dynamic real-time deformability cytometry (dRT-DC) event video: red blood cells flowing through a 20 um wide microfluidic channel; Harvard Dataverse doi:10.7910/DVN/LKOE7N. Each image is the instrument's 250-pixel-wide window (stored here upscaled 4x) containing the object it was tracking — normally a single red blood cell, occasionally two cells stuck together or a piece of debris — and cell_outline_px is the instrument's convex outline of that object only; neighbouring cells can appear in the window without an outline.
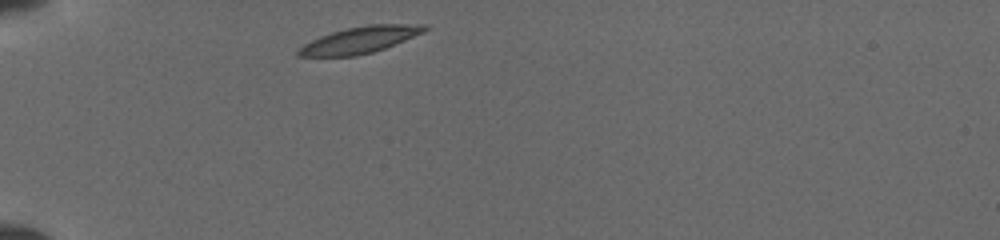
{"species": "common noctule bat (a hibernating species)", "species_latin": "Nyctalus noctula", "temperature_condition": "cold", "stored_images_in_passage": 66, "camera_frame_rate_fps": 3000, "um_per_image_px": 0.085, "animal": {"sex": "female", "body_mass_g": 19.5, "forearm_length_mm": 54.1}, "frame": {"image": 1, "passage_image": 1, "time_ms": 0.0, "image_size_px": [1000, 240], "cell_outline_px": [[428, 28], [424, 32], [384, 48], [372, 52], [356, 56], [296, 56], [296, 52], [304, 44], [320, 36], [332, 32], [348, 28], [368, 24], [428, 24]], "centroid_in_image_um": [30.6, 3.38], "position_along_channel_um": 54.4, "area_um2": 19.31}}
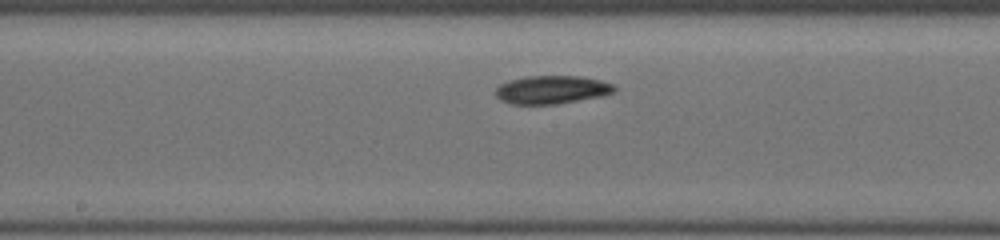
{"frame": {"image": 2, "passage_image": 23, "time_ms": 4.333, "image_size_px": [1000, 240], "cell_outline_px": [[616, 92], [556, 104], [512, 104], [500, 100], [496, 96], [496, 88], [500, 84], [508, 80], [524, 76], [580, 76], [600, 80], [616, 84]], "centroid_in_image_um": [46.88, 7.61], "position_along_channel_um": 201.3, "area_um2": 19.48}}
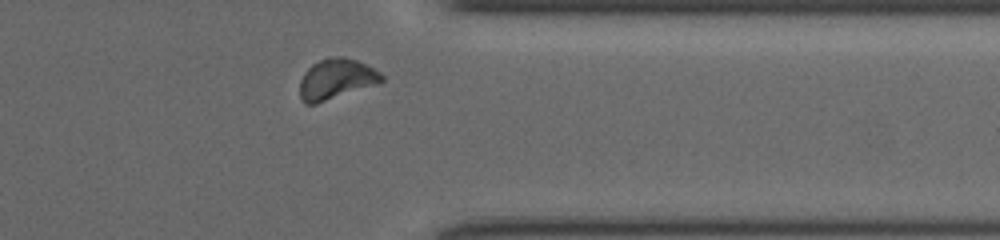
{"frame": {"image": 3, "passage_image": 56, "time_ms": 9.0, "image_size_px": [1000, 240], "cell_outline_px": [[384, 80], [380, 84], [316, 104], [304, 104], [300, 96], [300, 80], [304, 72], [312, 64], [328, 56], [340, 56], [356, 60], [380, 72], [384, 76]], "centroid_in_image_um": [28.59, 6.73], "position_along_channel_um": 382.8, "area_um2": 19.54}}